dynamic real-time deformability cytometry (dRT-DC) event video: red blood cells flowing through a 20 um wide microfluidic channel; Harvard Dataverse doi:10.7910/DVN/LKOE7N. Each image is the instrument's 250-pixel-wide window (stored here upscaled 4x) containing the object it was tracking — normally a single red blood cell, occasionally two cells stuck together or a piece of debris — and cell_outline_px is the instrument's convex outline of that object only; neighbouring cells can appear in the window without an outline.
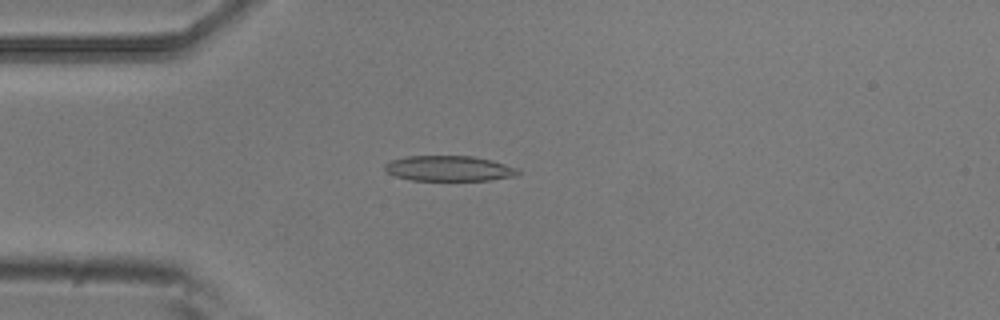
{"species": "common noctule bat (a hibernating species)", "species_latin": "Nyctalus noctula", "temperature_condition": "room temperature", "stored_images_in_passage": 3, "camera_frame_rate_fps": 3000, "um_per_image_px": 0.085, "animal": {"sex": "male", "body_mass_g": 20.5, "forearm_length_mm": 52.5}, "frame": {"image": 1, "passage_image": 2, "time_ms": 0.333, "image_size_px": [1000, 320], "cell_outline_px": [[520, 176], [492, 180], [412, 180], [396, 176], [388, 172], [384, 168], [384, 164], [392, 160], [404, 156], [472, 156], [492, 160], [520, 168]], "centroid_in_image_um": [38.25, 14.32], "position_along_channel_um": 46.8, "area_um2": 19.88}}